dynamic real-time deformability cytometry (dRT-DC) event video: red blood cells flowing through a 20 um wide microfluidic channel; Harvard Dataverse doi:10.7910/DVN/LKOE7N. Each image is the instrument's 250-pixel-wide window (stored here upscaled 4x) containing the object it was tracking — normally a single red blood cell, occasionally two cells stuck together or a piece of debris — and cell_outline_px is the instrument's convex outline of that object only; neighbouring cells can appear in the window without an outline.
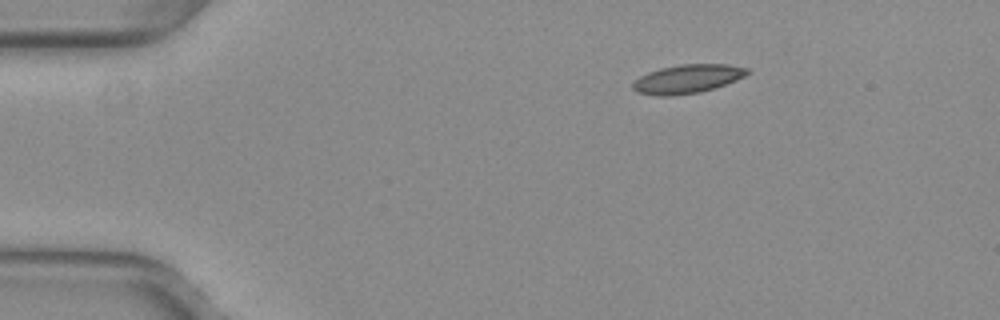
{"species": "common noctule bat (a hibernating species)", "species_latin": "Nyctalus noctula", "temperature_condition": "warm", "stored_images_in_passage": 44, "camera_frame_rate_fps": 3000, "um_per_image_px": 0.085, "animal": {"sex": "female", "body_mass_g": 29.2, "forearm_length_mm": 56.3}, "frame": {"image": 1, "passage_image": 1, "time_ms": 0.0, "image_size_px": [1000, 320], "cell_outline_px": [[752, 72], [736, 80], [716, 88], [700, 92], [672, 96], [660, 96], [636, 92], [632, 88], [632, 84], [640, 76], [648, 72], [660, 68], [680, 64], [728, 64], [748, 68]], "centroid_in_image_um": [58.45, 6.7], "position_along_channel_um": 26.5, "area_um2": 19.31}}
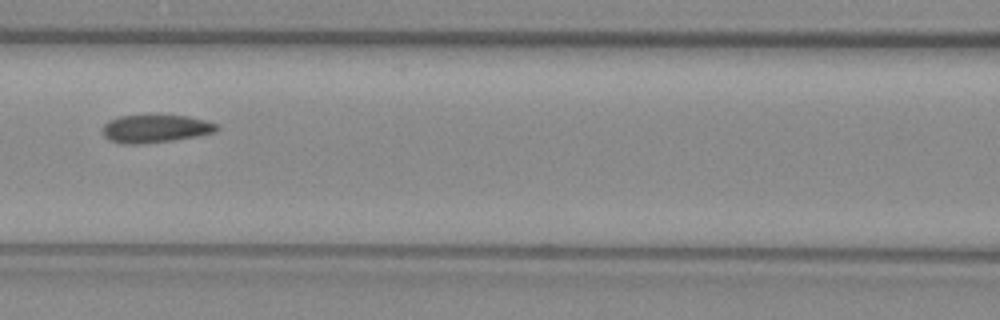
{"frame": {"image": 2, "passage_image": 16, "time_ms": 5.0, "image_size_px": [1000, 320], "cell_outline_px": [[220, 128], [216, 132], [196, 136], [172, 140], [140, 144], [120, 144], [108, 140], [104, 136], [104, 124], [108, 120], [120, 116], [188, 116], [204, 120], [216, 124]], "centroid_in_image_um": [13.19, 10.95], "position_along_channel_um": 153.4, "area_um2": 18.38}}
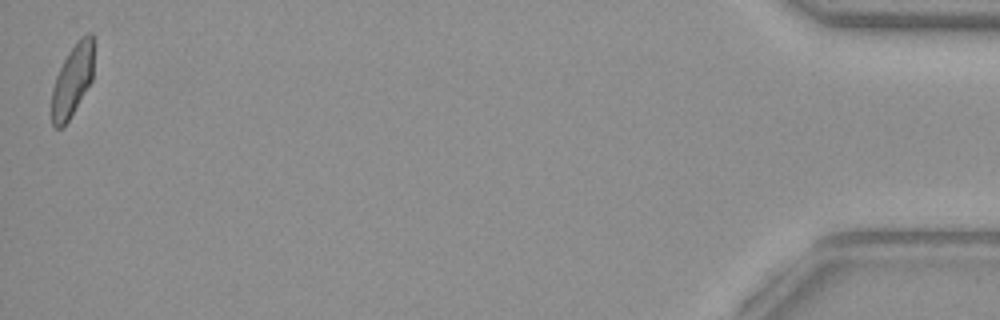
{"frame": {"image": 3, "passage_image": 44, "time_ms": 14.333, "image_size_px": [1000, 320], "cell_outline_px": [[92, 80], [64, 128], [56, 128], [52, 124], [52, 88], [56, 76], [68, 52], [88, 32], [92, 36]], "centroid_in_image_um": [6.12, 6.92], "position_along_channel_um": 429.1, "area_um2": 17.11}, "authors_computed_cell_mechanics": {"area_um2": 18.6983, "velocity_mm_per_s": 3.9996, "shape_relaxation_time_tau1_ms": 4.5199, "shape_relaxation_time_tau2_ms": 0.9386, "deformation_change_tau1": 0.1282, "deformation_change_tau2": 0.0748}}